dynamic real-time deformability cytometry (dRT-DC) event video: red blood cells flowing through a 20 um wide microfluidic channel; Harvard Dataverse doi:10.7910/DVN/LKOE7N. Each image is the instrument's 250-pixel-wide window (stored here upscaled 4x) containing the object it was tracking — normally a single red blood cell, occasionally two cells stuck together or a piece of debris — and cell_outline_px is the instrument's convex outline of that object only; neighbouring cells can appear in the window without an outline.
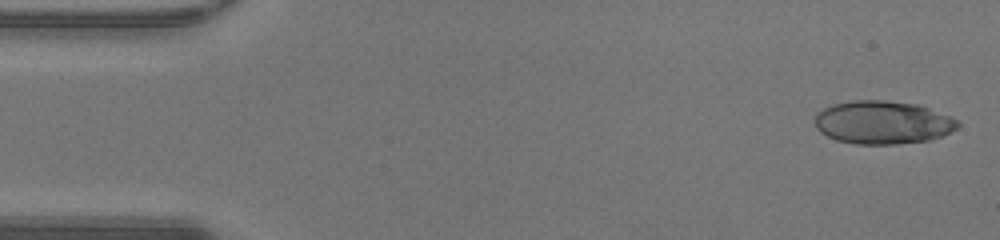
{"species": "human", "species_latin": "Homo sapiens", "temperature_condition": "warm", "stored_images_in_passage": 46, "camera_frame_rate_fps": 3000, "um_per_image_px": 0.085, "donor": {"sex": "male"}, "frame": {"image": 1, "passage_image": 1, "time_ms": 0.0, "image_size_px": [1000, 240], "cell_outline_px": [[960, 124], [956, 128], [944, 136], [928, 140], [896, 144], [856, 144], [836, 140], [820, 132], [816, 128], [816, 116], [824, 108], [832, 104], [852, 100], [884, 100], [916, 104], [952, 116]], "centroid_in_image_um": [75.04, 10.41], "position_along_channel_um": 10.0, "area_um2": 35.89}}
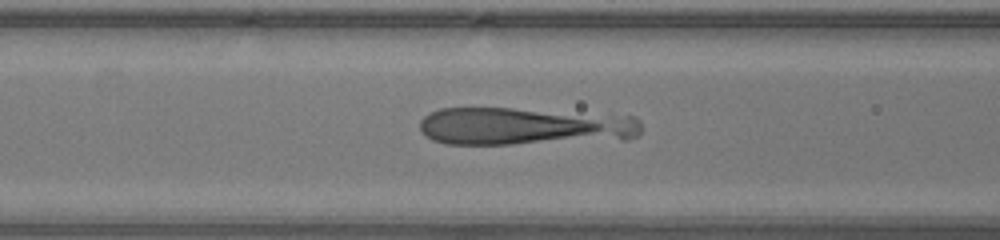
{"frame": {"image": 2, "passage_image": 18, "time_ms": 5.667, "image_size_px": [1000, 240], "cell_outline_px": [[640, 136], [628, 140], [512, 144], [444, 144], [432, 140], [420, 132], [420, 120], [424, 116], [440, 108], [512, 108], [636, 116], [640, 120]], "centroid_in_image_um": [44.62, 10.75], "position_along_channel_um": 122.0, "area_um2": 49.53}}
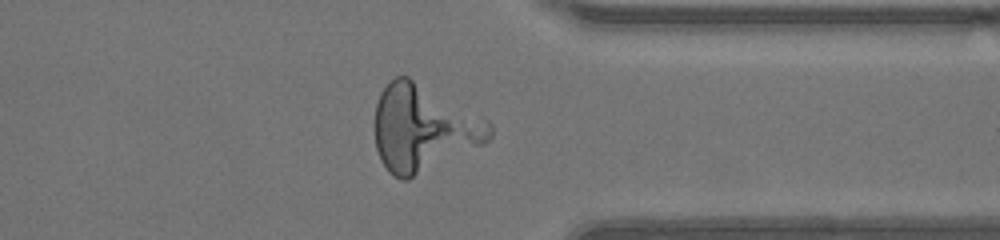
{"frame": {"image": 3, "passage_image": 36, "time_ms": 11.667, "image_size_px": [1000, 240], "cell_outline_px": [[492, 136], [484, 144], [408, 180], [400, 180], [392, 176], [388, 172], [380, 160], [376, 148], [376, 104], [380, 92], [396, 76], [408, 76], [488, 120], [492, 124]], "centroid_in_image_um": [35.98, 10.93], "position_along_channel_um": 375.4, "area_um2": 57.51}}